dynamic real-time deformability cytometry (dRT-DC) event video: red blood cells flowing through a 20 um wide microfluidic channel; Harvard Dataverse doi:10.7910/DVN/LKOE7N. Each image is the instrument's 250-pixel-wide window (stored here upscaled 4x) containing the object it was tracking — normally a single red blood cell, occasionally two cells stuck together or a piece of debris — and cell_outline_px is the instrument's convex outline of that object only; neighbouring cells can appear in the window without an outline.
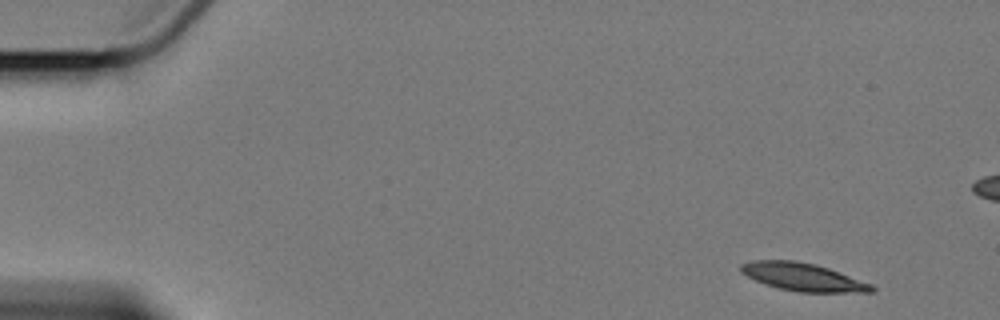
{"species": "Egyptian fruit bat (a non-hibernating species)", "species_latin": "Rousettus aegyptiacus", "temperature_condition": "cold", "stored_images_in_passage": 7, "segment_of_instrument_passage": [1, 2], "camera_frame_rate_fps": 3000, "um_per_image_px": 0.085, "animal": {"sex": "female"}, "frame": {"image": 1, "passage_image": 1, "time_ms": 0.0, "image_size_px": [1000, 320], "cell_outline_px": [[876, 292], [800, 292], [780, 288], [764, 284], [740, 272], [740, 264], [752, 260], [792, 260], [816, 264], [828, 268], [872, 284], [876, 288]], "centroid_in_image_um": [68.25, 23.54], "position_along_channel_um": 16.7, "area_um2": 21.15}}
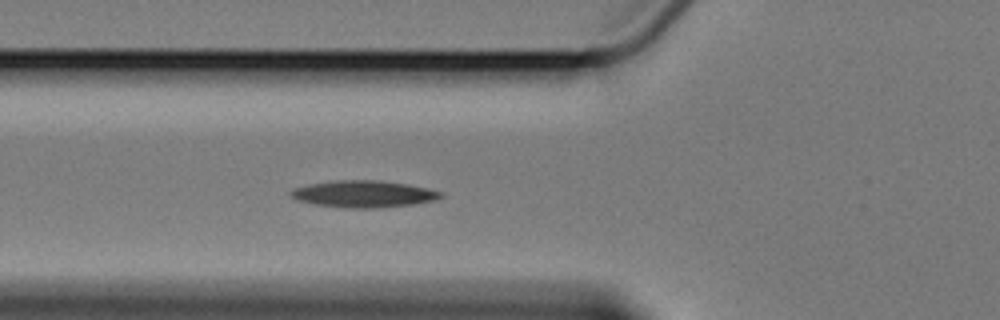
{"frame": {"image": 2, "passage_image": 6, "time_ms": 5.667, "image_size_px": [1000, 320], "cell_outline_px": [[444, 196], [436, 200], [416, 204], [380, 208], [344, 208], [316, 204], [296, 200], [288, 192], [296, 188], [308, 184], [336, 180], [376, 180], [404, 184], [444, 192]], "centroid_in_image_um": [30.92, 16.5], "position_along_channel_um": 94.9, "area_um2": 23.41}}